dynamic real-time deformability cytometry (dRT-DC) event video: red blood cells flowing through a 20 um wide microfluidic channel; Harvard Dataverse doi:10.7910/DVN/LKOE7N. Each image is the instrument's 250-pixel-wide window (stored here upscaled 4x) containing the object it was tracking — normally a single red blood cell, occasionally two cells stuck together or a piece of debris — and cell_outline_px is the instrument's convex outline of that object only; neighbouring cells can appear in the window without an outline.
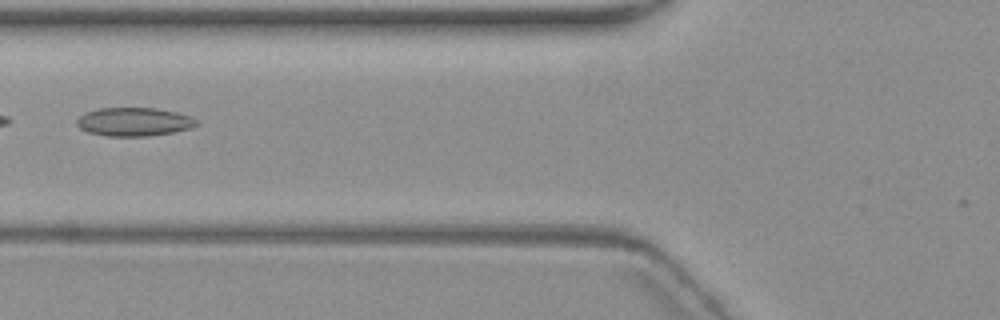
{"species": "common noctule bat (a hibernating species)", "species_latin": "Nyctalus noctula", "temperature_condition": "warm", "stored_images_in_passage": 3, "camera_frame_rate_fps": 3000, "um_per_image_px": 0.085, "animal": {"sex": "female", "body_mass_g": 19.3, "forearm_length_mm": 54.1}, "frame": {"image": 1, "passage_image": 3, "time_ms": 2.333, "image_size_px": [1000, 320], "cell_outline_px": [[200, 124], [192, 128], [172, 132], [148, 136], [104, 136], [88, 132], [80, 128], [76, 124], [76, 120], [84, 112], [96, 108], [156, 108], [176, 112], [192, 116], [200, 120]], "centroid_in_image_um": [11.42, 10.35], "position_along_channel_um": 114.4, "area_um2": 20.23}}